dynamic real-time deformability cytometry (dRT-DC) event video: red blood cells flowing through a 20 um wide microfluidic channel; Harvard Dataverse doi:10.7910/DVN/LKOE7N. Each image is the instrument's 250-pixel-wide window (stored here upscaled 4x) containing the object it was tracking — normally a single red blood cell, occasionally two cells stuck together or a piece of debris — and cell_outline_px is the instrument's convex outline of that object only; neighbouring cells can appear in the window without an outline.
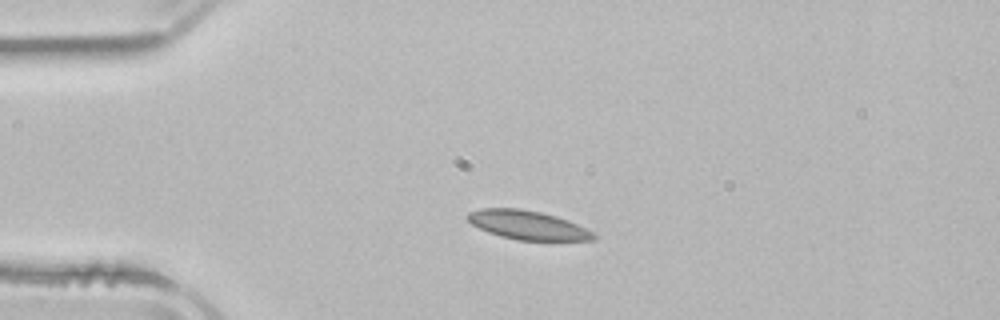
{"species": "common noctule bat (a hibernating species)", "species_latin": "Nyctalus noctula", "temperature_condition": "room temperature", "stored_images_in_passage": 41, "camera_frame_rate_fps": 3000, "um_per_image_px": 0.085, "animal": {"sex": "male", "body_mass_g": 21.5, "forearm_length_mm": 52.0}, "frame": {"image": 1, "passage_image": 1, "time_ms": 0.0, "image_size_px": [1000, 320], "cell_outline_px": [[596, 240], [516, 240], [500, 236], [488, 232], [472, 224], [464, 216], [468, 212], [480, 208], [520, 208], [540, 212], [556, 216], [568, 220], [592, 232], [596, 236]], "centroid_in_image_um": [44.8, 19.12], "position_along_channel_um": 40.2, "area_um2": 21.15}}
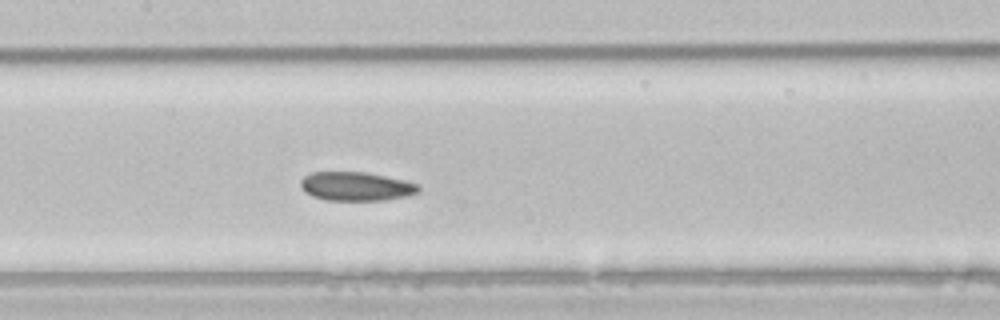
{"frame": {"image": 2, "passage_image": 14, "time_ms": 4.333, "image_size_px": [1000, 320], "cell_outline_px": [[420, 188], [416, 192], [408, 196], [384, 200], [324, 200], [312, 196], [304, 192], [300, 188], [300, 180], [304, 176], [312, 172], [364, 172], [404, 180], [420, 184]], "centroid_in_image_um": [30.23, 15.84], "position_along_channel_um": 177.2, "area_um2": 19.88}}
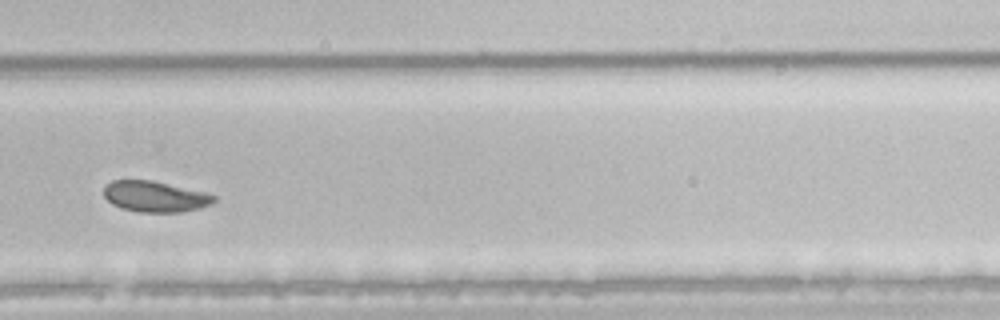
{"frame": {"image": 3, "passage_image": 25, "time_ms": 8.0, "image_size_px": [1000, 320], "cell_outline_px": [[216, 200], [212, 204], [200, 208], [180, 212], [140, 212], [124, 208], [112, 204], [104, 196], [104, 184], [112, 180], [152, 180], [204, 192], [216, 196]], "centroid_in_image_um": [13.17, 16.7], "position_along_channel_um": 316.6, "area_um2": 19.77}, "authors_computed_cell_mechanics": {"area_um2": 21.0392, "velocity_mm_per_s": 3.828, "shape_relaxation_time_tau1_ms": null, "shape_relaxation_time_tau2_ms": 2.225, "deformation_change_tau1": null, "deformation_change_tau2": 0.0599}}